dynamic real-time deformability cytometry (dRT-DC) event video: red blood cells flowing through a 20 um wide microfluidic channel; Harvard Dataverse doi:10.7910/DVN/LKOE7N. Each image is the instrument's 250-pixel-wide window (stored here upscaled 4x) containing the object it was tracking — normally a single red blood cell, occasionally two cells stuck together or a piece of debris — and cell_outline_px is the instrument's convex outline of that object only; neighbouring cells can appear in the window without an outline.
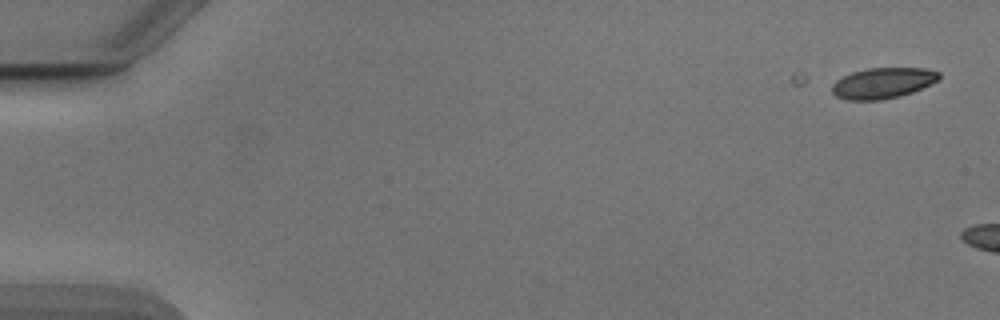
{"species": "Egyptian fruit bat (a non-hibernating species)", "species_latin": "Rousettus aegyptiacus", "temperature_condition": "cold", "stored_images_in_passage": 4, "camera_frame_rate_fps": 3000, "um_per_image_px": 0.085, "animal": {"sex": "male"}, "frame": {"image": 1, "passage_image": 4, "time_ms": 1.0, "image_size_px": [1000, 320], "cell_outline_px": [[940, 80], [912, 92], [900, 96], [880, 100], [848, 100], [836, 96], [832, 92], [832, 84], [836, 80], [852, 72], [868, 68], [924, 68], [940, 72]], "centroid_in_image_um": [75.05, 7.06], "position_along_channel_um": 9.9, "area_um2": 19.19}}